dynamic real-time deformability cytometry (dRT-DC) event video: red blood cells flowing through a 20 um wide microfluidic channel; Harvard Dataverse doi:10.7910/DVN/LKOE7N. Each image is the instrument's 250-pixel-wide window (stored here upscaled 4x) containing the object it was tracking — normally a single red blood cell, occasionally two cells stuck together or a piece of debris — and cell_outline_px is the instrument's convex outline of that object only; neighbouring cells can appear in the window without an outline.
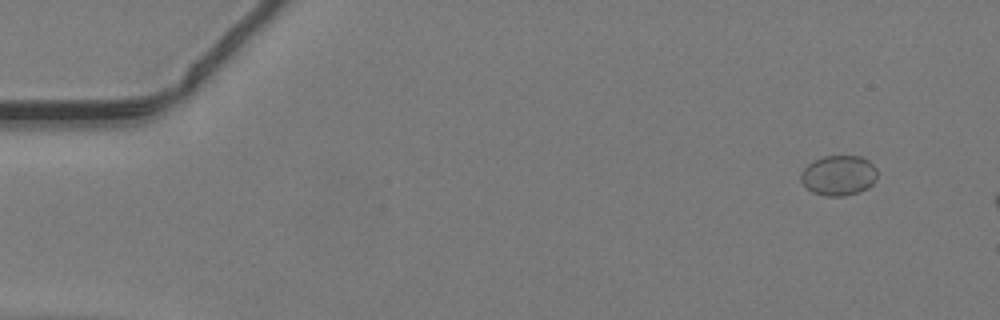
{"species": "common noctule bat (a hibernating species)", "species_latin": "Nyctalus noctula", "temperature_condition": "warm", "stored_images_in_passage": 7, "camera_frame_rate_fps": 3000, "um_per_image_px": 0.085, "animal": {"sex": "male", "body_mass_g": 19.2, "forearm_length_mm": 51.8}, "frame": {"image": 1, "passage_image": 1, "time_ms": 0.0, "image_size_px": [1000, 320], "cell_outline_px": [[876, 180], [868, 188], [860, 192], [844, 196], [824, 196], [812, 192], [800, 180], [800, 172], [808, 164], [824, 156], [864, 156], [876, 168]], "centroid_in_image_um": [71.29, 14.91], "position_along_channel_um": 13.7, "area_um2": 17.98}}